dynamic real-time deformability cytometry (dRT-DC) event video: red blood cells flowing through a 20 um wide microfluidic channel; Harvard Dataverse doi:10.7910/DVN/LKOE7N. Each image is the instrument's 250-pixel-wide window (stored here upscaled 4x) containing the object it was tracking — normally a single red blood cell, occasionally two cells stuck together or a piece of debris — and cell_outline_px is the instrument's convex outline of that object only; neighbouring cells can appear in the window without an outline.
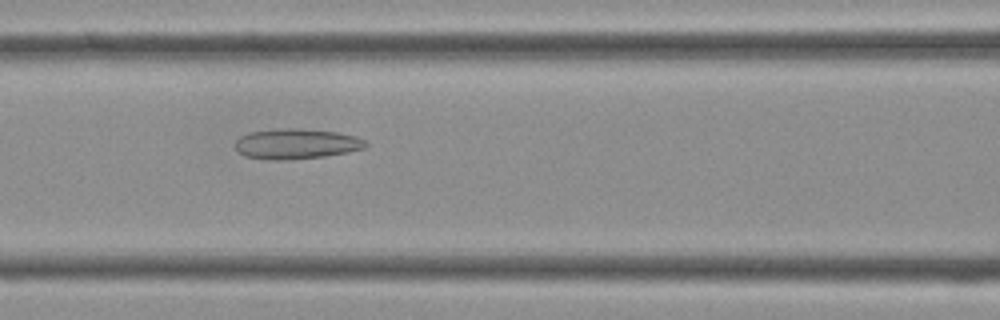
{"species": "Egyptian fruit bat (a non-hibernating species)", "species_latin": "Rousettus aegyptiacus", "temperature_condition": "cold", "stored_images_in_passage": 39, "camera_frame_rate_fps": 3000, "um_per_image_px": 0.085, "frame": {"image": 1, "passage_image": 15, "time_ms": 4.667, "image_size_px": [1000, 320], "cell_outline_px": [[368, 144], [364, 148], [348, 152], [324, 156], [284, 160], [272, 160], [244, 156], [236, 152], [236, 140], [240, 136], [248, 132], [276, 128], [296, 128], [336, 132], [356, 136], [364, 140]], "centroid_in_image_um": [25.14, 12.22], "position_along_channel_um": 141.5, "area_um2": 23.12}}
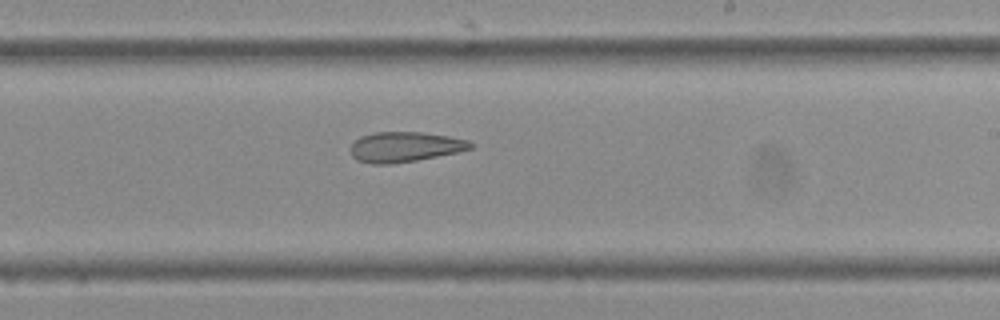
{"frame": {"image": 2, "passage_image": 22, "time_ms": 7.0, "image_size_px": [1000, 320], "cell_outline_px": [[472, 148], [456, 152], [416, 160], [392, 164], [372, 164], [356, 160], [352, 156], [352, 144], [360, 136], [372, 132], [420, 132], [448, 136], [468, 140], [472, 144]], "centroid_in_image_um": [34.37, 12.48], "position_along_channel_um": 254.6, "area_um2": 20.87}}
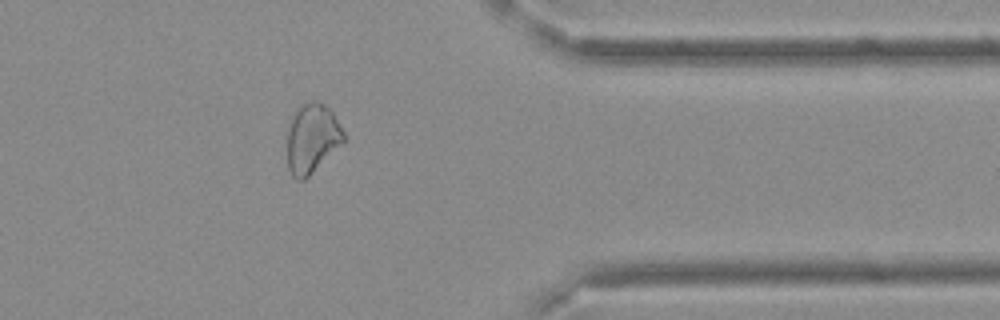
{"frame": {"image": 3, "passage_image": 31, "time_ms": 10.0, "image_size_px": [1000, 320], "cell_outline_px": [[344, 144], [304, 180], [296, 180], [292, 176], [288, 168], [288, 120], [304, 104], [312, 100], [320, 100], [332, 112], [344, 132]], "centroid_in_image_um": [26.54, 11.78], "position_along_channel_um": 384.9, "area_um2": 22.95}}